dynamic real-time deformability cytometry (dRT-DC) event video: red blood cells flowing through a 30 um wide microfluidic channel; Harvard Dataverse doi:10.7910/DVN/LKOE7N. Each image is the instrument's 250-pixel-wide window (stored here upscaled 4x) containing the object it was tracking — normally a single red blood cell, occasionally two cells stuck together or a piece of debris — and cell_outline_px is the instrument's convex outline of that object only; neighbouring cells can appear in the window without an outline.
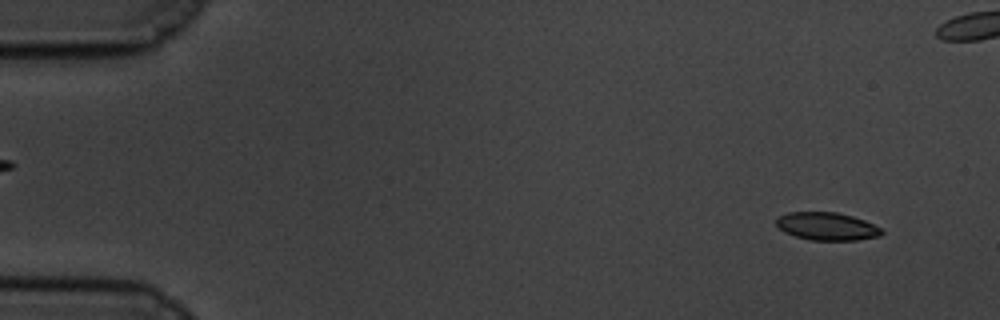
{"species": "common noctule bat (a hibernating species)", "species_latin": "Nyctalus noctula", "temperature_condition": "cold", "stored_images_in_passage": 56, "camera_frame_rate_fps": 3000, "um_per_image_px": 0.085, "animal": {"sex": "male", "body_mass_g": 19.5, "forearm_length_mm": 54.6}, "frame": {"image": 1, "passage_image": 2, "time_ms": 0.333, "image_size_px": [1000, 320], "cell_outline_px": [[884, 232], [880, 236], [856, 240], [812, 240], [796, 236], [784, 232], [776, 224], [776, 220], [780, 216], [788, 212], [836, 212], [852, 216], [864, 220], [880, 228]], "centroid_in_image_um": [70.29, 19.24], "position_along_channel_um": 14.7, "area_um2": 16.94}}
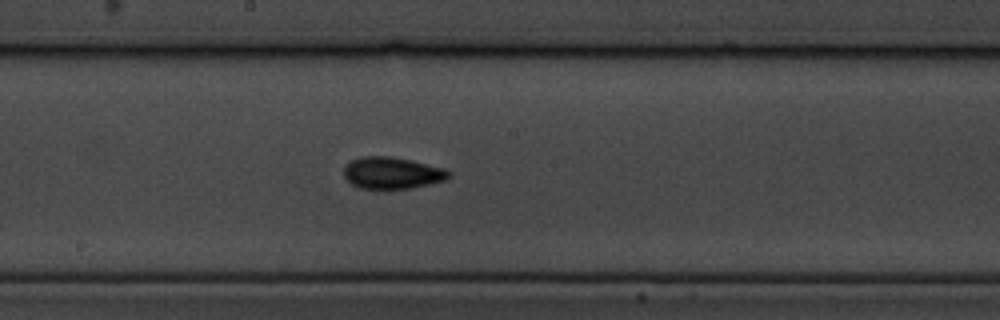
{"frame": {"image": 2, "passage_image": 29, "time_ms": 9.333, "image_size_px": [1000, 320], "cell_outline_px": [[452, 172], [444, 180], [412, 188], [360, 188], [352, 184], [344, 176], [344, 168], [352, 160], [360, 156], [388, 156], [408, 160], [444, 168]], "centroid_in_image_um": [33.31, 14.69], "position_along_channel_um": 214.9, "area_um2": 19.02}}
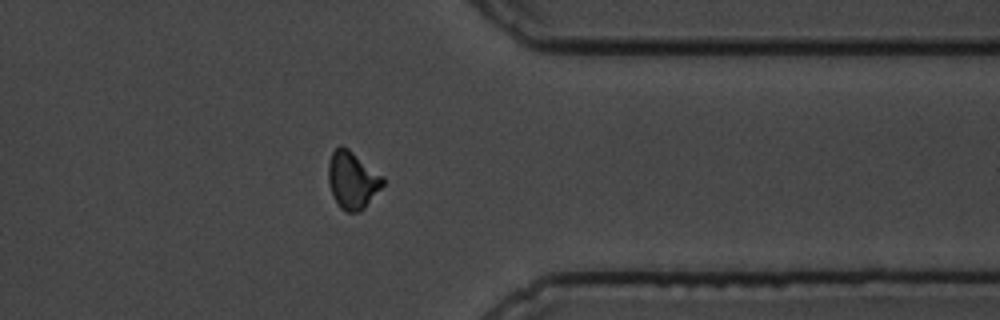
{"frame": {"image": 3, "passage_image": 44, "time_ms": 14.333, "image_size_px": [1000, 320], "cell_outline_px": [[384, 184], [364, 208], [356, 212], [344, 212], [340, 208], [332, 196], [328, 184], [328, 164], [332, 152], [340, 144], [348, 148], [384, 176]], "centroid_in_image_um": [29.93, 15.3], "position_along_channel_um": 381.5, "area_um2": 18.38}}